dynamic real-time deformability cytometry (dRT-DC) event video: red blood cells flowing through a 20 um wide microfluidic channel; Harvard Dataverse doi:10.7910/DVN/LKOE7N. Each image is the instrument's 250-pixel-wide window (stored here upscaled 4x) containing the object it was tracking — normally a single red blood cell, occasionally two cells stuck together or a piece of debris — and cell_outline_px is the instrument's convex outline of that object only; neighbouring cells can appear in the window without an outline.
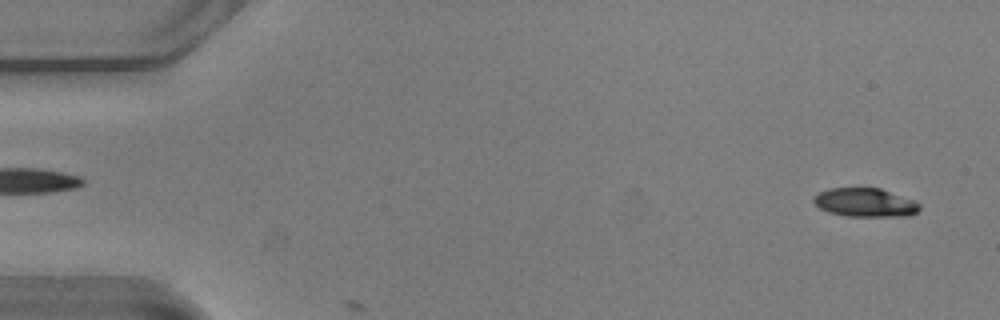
{"species": "common noctule bat (a hibernating species)", "species_latin": "Nyctalus noctula", "temperature_condition": "warm", "stored_images_in_passage": 5, "camera_frame_rate_fps": 3000, "um_per_image_px": 0.085, "animal": {"sex": "male", "body_mass_g": 20.5, "forearm_length_mm": 52.5}, "frame": {"image": 1, "passage_image": 2, "time_ms": 0.333, "image_size_px": [1000, 320], "cell_outline_px": [[920, 208], [916, 212], [908, 216], [844, 216], [828, 212], [820, 208], [812, 200], [812, 196], [828, 188], [880, 188], [916, 200], [920, 204]], "centroid_in_image_um": [73.54, 17.21], "position_along_channel_um": 11.5, "area_um2": 17.86}}